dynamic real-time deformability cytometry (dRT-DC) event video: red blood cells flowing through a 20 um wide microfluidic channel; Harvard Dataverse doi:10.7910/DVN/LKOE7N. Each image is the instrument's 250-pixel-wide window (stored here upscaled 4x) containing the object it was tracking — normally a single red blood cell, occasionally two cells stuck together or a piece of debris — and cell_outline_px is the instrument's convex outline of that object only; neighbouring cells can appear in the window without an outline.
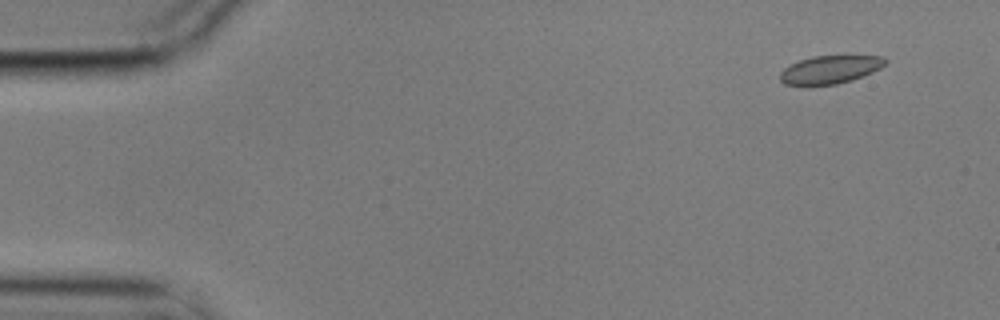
{"species": "common noctule bat (a hibernating species)", "species_latin": "Nyctalus noctula", "temperature_condition": "cold", "stored_images_in_passage": 8, "camera_frame_rate_fps": 3000, "um_per_image_px": 0.085, "animal": {"sex": "male", "body_mass_g": 17.9}, "frame": {"image": 1, "passage_image": 2, "time_ms": 0.333, "image_size_px": [1000, 320], "cell_outline_px": [[888, 60], [880, 68], [872, 72], [852, 80], [836, 84], [808, 88], [784, 84], [780, 80], [780, 72], [784, 68], [800, 60], [812, 56], [884, 56]], "centroid_in_image_um": [70.5, 5.96], "position_along_channel_um": 14.5, "area_um2": 17.63}}
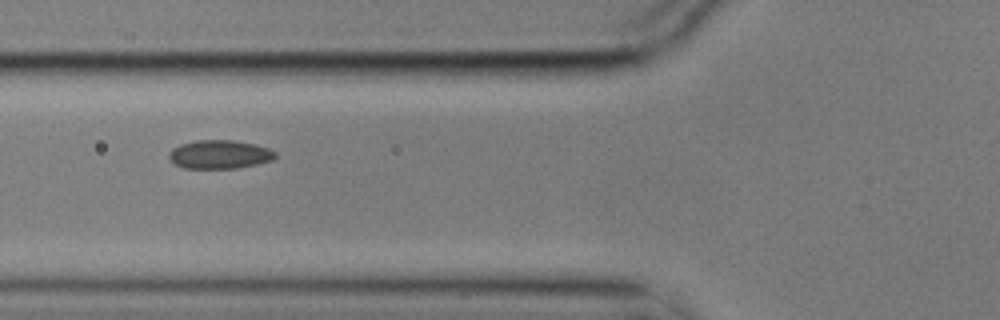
{"frame": {"image": 2, "passage_image": 6, "time_ms": 1.667, "image_size_px": [1000, 320], "cell_outline_px": [[276, 156], [272, 160], [256, 164], [236, 168], [184, 168], [176, 164], [168, 156], [168, 152], [172, 148], [180, 144], [196, 140], [232, 140], [256, 144], [268, 148], [276, 152]], "centroid_in_image_um": [18.66, 13.11], "position_along_channel_um": 107.1, "area_um2": 17.69}}
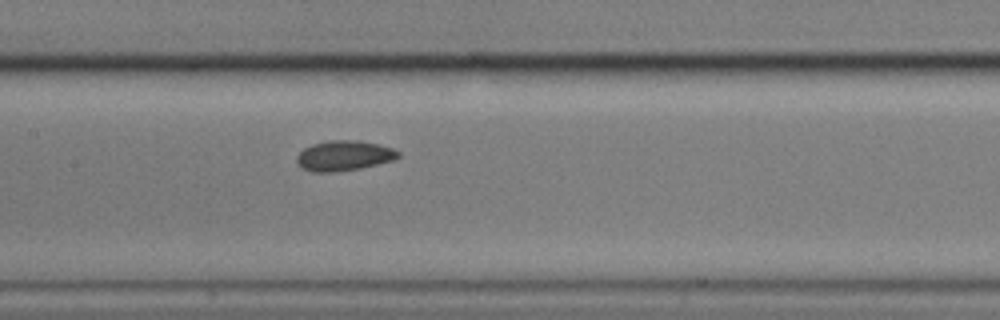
{"frame": {"image": 3, "passage_image": 8, "time_ms": 2.333, "image_size_px": [1000, 320], "cell_outline_px": [[400, 156], [396, 160], [360, 168], [332, 172], [312, 172], [304, 168], [296, 160], [296, 156], [304, 148], [312, 144], [328, 140], [360, 140], [380, 144], [392, 148], [400, 152]], "centroid_in_image_um": [29.28, 13.22], "position_along_channel_um": 178.1, "area_um2": 17.92}}